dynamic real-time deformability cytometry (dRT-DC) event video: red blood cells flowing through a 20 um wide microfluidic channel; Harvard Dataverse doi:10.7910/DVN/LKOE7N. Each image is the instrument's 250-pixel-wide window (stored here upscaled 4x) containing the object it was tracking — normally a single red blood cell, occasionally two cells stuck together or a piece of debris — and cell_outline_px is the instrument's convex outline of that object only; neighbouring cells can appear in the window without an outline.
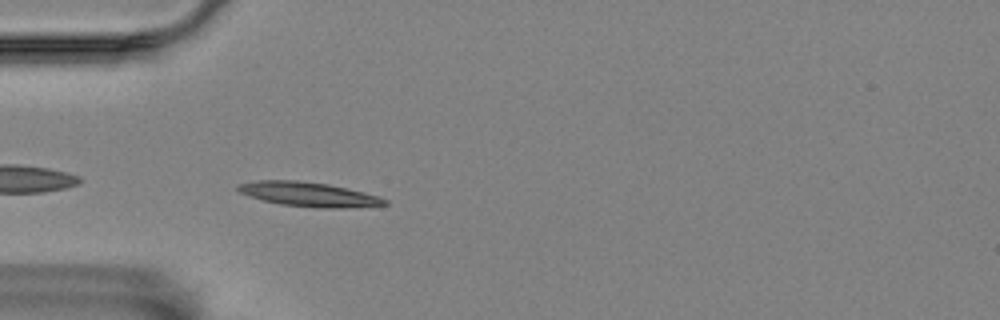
{"species": "Egyptian fruit bat (a non-hibernating species)", "species_latin": "Rousettus aegyptiacus", "temperature_condition": "room temperature", "stored_images_in_passage": 42, "camera_frame_rate_fps": 3000, "um_per_image_px": 0.085, "animal": {"sex": "female"}, "frame": {"image": 1, "passage_image": 2, "time_ms": 0.333, "image_size_px": [1000, 320], "cell_outline_px": [[388, 204], [344, 208], [316, 208], [280, 204], [248, 196], [240, 192], [236, 188], [236, 184], [260, 180], [296, 180], [328, 184], [364, 192], [380, 196], [388, 200]], "centroid_in_image_um": [26.24, 16.51], "position_along_channel_um": 58.8, "area_um2": 20.87}}
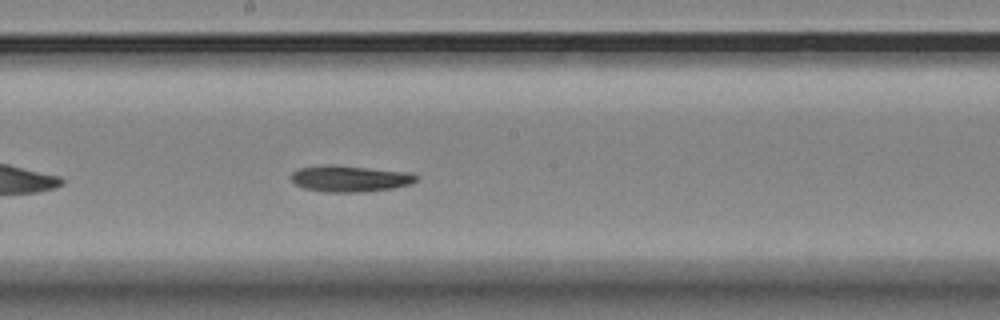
{"frame": {"image": 2, "passage_image": 16, "time_ms": 5.0, "image_size_px": [1000, 320], "cell_outline_px": [[420, 176], [412, 184], [392, 188], [364, 192], [324, 192], [304, 188], [296, 184], [292, 180], [292, 172], [300, 168], [332, 164], [408, 172]], "centroid_in_image_um": [29.77, 15.18], "position_along_channel_um": 218.4, "area_um2": 19.13}}
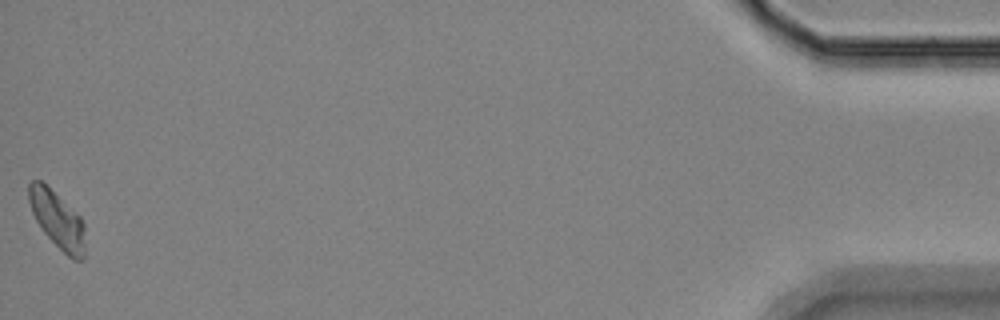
{"frame": {"image": 3, "passage_image": 42, "time_ms": 13.667, "image_size_px": [1000, 320], "cell_outline_px": [[84, 260], [72, 260], [44, 232], [36, 220], [32, 212], [28, 200], [28, 184], [32, 180], [40, 180], [80, 216], [84, 224]], "centroid_in_image_um": [4.87, 18.68], "position_along_channel_um": 430.3, "area_um2": 18.32}, "authors_computed_cell_mechanics": {"area_um2": 18.8428, "velocity_mm_per_s": 3.5005, "shape_relaxation_time_tau1_ms": 5.3213, "shape_relaxation_time_tau2_ms": 4.9258, "deformation_change_tau1": 0.1598, "deformation_change_tau2": 0.0844}}